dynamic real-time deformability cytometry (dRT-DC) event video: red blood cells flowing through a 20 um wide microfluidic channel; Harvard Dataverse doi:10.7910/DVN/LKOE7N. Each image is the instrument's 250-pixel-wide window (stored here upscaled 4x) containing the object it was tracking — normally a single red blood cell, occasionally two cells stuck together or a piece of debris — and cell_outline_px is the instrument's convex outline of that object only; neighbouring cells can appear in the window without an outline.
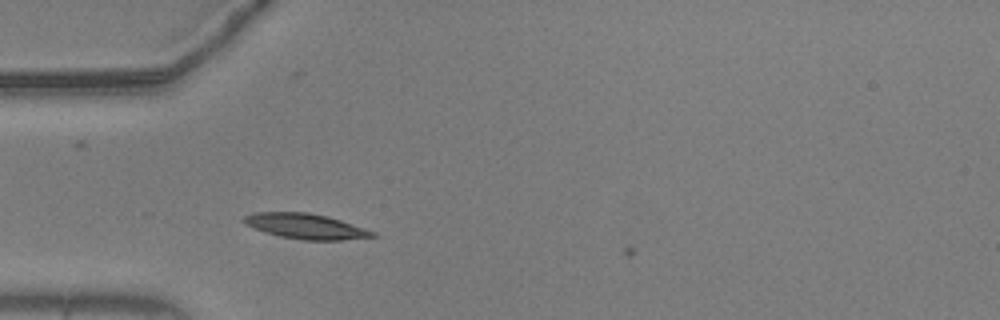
{"species": "common noctule bat (a hibernating species)", "species_latin": "Nyctalus noctula", "temperature_condition": "warm", "stored_images_in_passage": 5, "camera_frame_rate_fps": 3000, "um_per_image_px": 0.085, "animal": {"sex": "male", "body_mass_g": 20.5, "forearm_length_mm": 52.5}, "frame": {"image": 1, "passage_image": 4, "time_ms": 1.0, "image_size_px": [1000, 320], "cell_outline_px": [[380, 236], [340, 240], [304, 240], [280, 236], [264, 232], [252, 228], [244, 224], [240, 220], [244, 216], [252, 212], [308, 212], [328, 216], [376, 232]], "centroid_in_image_um": [25.94, 19.22], "position_along_channel_um": 59.1, "area_um2": 19.13}}